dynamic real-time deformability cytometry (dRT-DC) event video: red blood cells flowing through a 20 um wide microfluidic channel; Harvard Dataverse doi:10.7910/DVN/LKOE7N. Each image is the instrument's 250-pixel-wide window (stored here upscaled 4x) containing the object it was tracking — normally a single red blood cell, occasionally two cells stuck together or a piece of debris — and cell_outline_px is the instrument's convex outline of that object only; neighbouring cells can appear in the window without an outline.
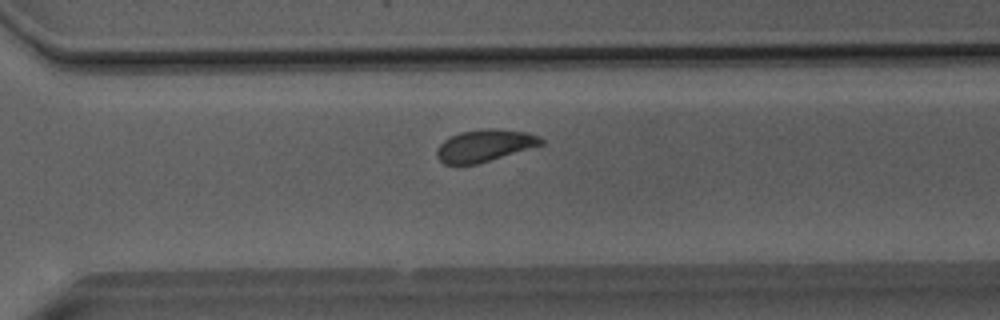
{"species": "Egyptian fruit bat (a non-hibernating species)", "species_latin": "Rousettus aegyptiacus", "temperature_condition": "room temperature", "stored_images_in_passage": 38, "camera_frame_rate_fps": 3000, "um_per_image_px": 0.085, "animal": {"sex": "male"}, "frame": {"image": 1, "passage_image": 28, "time_ms": 9.0, "image_size_px": [1000, 320], "cell_outline_px": [[544, 144], [476, 164], [444, 164], [436, 156], [436, 148], [444, 140], [460, 132], [484, 128], [496, 128], [528, 132], [540, 136], [544, 140]], "centroid_in_image_um": [41.2, 12.36], "position_along_channel_um": 329.4, "area_um2": 19.48}}
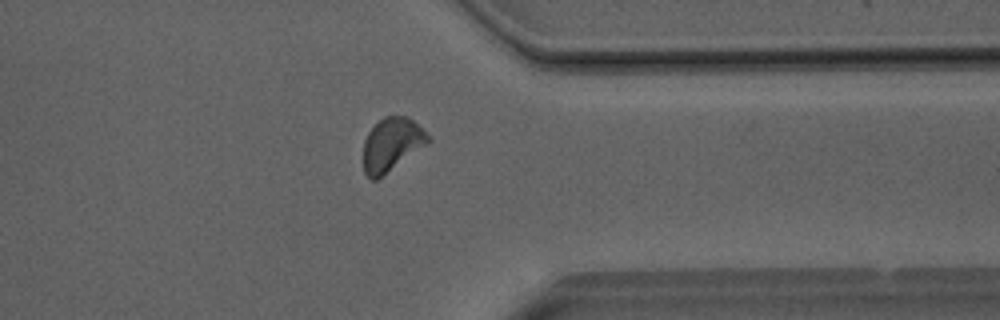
{"frame": {"image": 2, "passage_image": 32, "time_ms": 10.333, "image_size_px": [1000, 320], "cell_outline_px": [[432, 140], [428, 144], [376, 180], [372, 180], [364, 172], [364, 140], [368, 132], [384, 116], [408, 116]], "centroid_in_image_um": [33.29, 12.28], "position_along_channel_um": 378.1, "area_um2": 19.77}}